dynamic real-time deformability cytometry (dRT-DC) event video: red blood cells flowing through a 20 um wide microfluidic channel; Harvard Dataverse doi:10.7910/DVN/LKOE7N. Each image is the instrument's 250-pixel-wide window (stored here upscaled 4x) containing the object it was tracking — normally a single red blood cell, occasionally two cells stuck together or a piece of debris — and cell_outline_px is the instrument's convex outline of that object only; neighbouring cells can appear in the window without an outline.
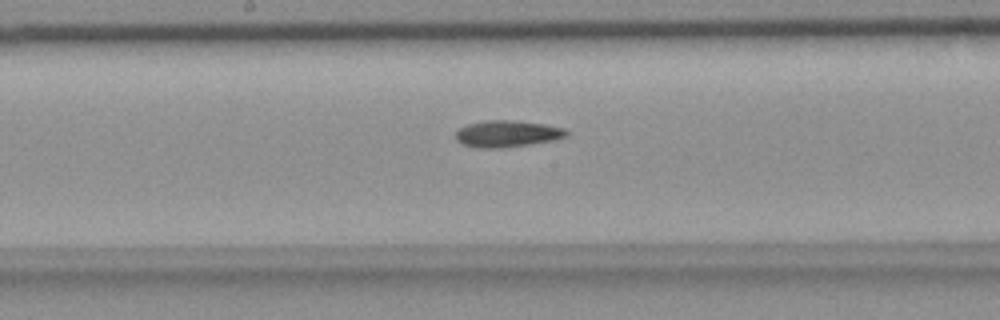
{"species": "common noctule bat (a hibernating species)", "species_latin": "Nyctalus noctula", "temperature_condition": "room temperature", "stored_images_in_passage": 47, "segment_of_instrument_passage": [1, 2], "camera_frame_rate_fps": 3000, "um_per_image_px": 0.085, "animal": {"sex": "female", "body_mass_g": 18.4}, "frame": {"image": 1, "passage_image": 17, "time_ms": 5.333, "image_size_px": [1000, 320], "cell_outline_px": [[568, 136], [552, 140], [528, 144], [500, 148], [480, 148], [464, 144], [456, 140], [456, 132], [460, 128], [468, 124], [488, 120], [508, 120], [544, 124], [564, 128], [568, 132]], "centroid_in_image_um": [43.11, 11.37], "position_along_channel_um": 205.1, "area_um2": 16.88}}
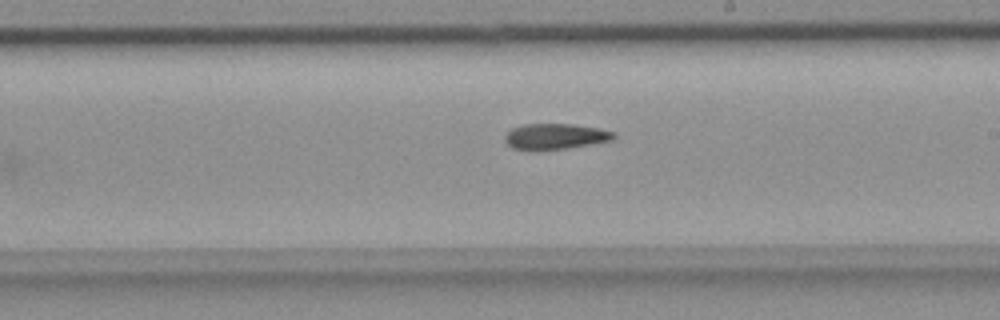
{"frame": {"image": 2, "passage_image": 20, "time_ms": 6.333, "image_size_px": [1000, 320], "cell_outline_px": [[616, 136], [612, 140], [568, 148], [512, 148], [504, 140], [504, 136], [512, 128], [524, 124], [572, 124], [600, 128], [616, 132]], "centroid_in_image_um": [47.25, 11.56], "position_along_channel_um": 241.7, "area_um2": 15.9}}
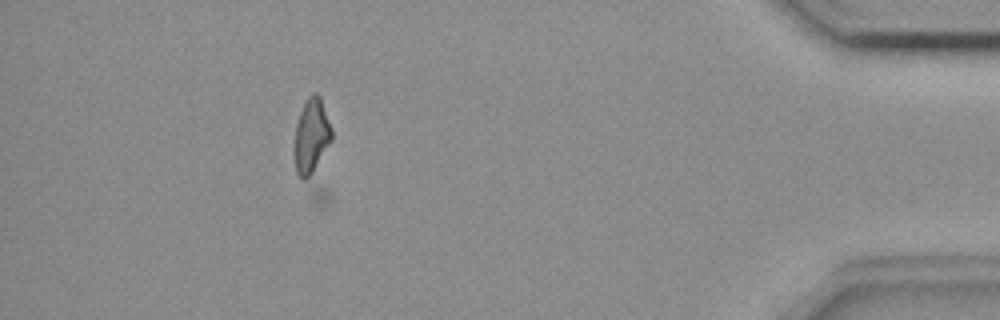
{"frame": {"image": 3, "passage_image": 38, "time_ms": 12.333, "image_size_px": [1000, 320], "cell_outline_px": [[332, 140], [328, 204], [316, 208], [312, 204], [296, 172], [292, 152], [296, 124], [304, 100], [312, 92], [316, 92], [320, 96], [332, 128]], "centroid_in_image_um": [26.66, 12.73], "position_along_channel_um": 408.5, "area_um2": 24.1}}